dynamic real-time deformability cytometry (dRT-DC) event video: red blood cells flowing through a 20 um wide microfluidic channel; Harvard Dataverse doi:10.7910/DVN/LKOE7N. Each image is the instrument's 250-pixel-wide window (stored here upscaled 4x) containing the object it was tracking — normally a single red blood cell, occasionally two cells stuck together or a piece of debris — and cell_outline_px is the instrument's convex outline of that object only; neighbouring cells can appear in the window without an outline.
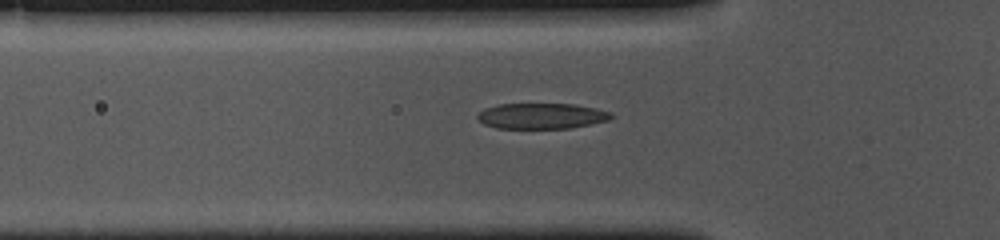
{"species": "common noctule bat (a hibernating species)", "species_latin": "Nyctalus noctula", "temperature_condition": "cold", "stored_images_in_passage": 37, "camera_frame_rate_fps": 3000, "um_per_image_px": 0.085, "animal": {"sex": "female", "body_mass_g": 10.0, "forearm_length_mm": 53.1}, "frame": {"image": 1, "passage_image": 3, "time_ms": 0.667, "image_size_px": [1000, 240], "cell_outline_px": [[616, 116], [608, 120], [572, 128], [496, 128], [484, 124], [476, 116], [484, 108], [500, 104], [576, 104], [596, 108], [612, 112]], "centroid_in_image_um": [46.08, 9.85], "position_along_channel_um": 79.7, "area_um2": 20.06}}
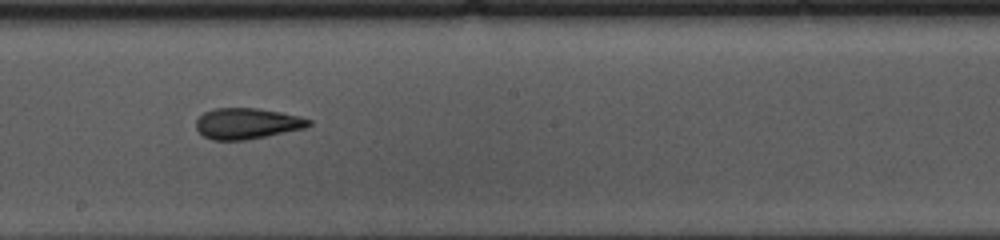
{"frame": {"image": 2, "passage_image": 15, "time_ms": 4.667, "image_size_px": [1000, 240], "cell_outline_px": [[312, 124], [304, 128], [244, 140], [212, 140], [204, 136], [196, 128], [196, 120], [204, 112], [216, 108], [256, 108], [280, 112], [300, 116], [312, 120]], "centroid_in_image_um": [20.99, 10.49], "position_along_channel_um": 227.2, "area_um2": 20.11}}
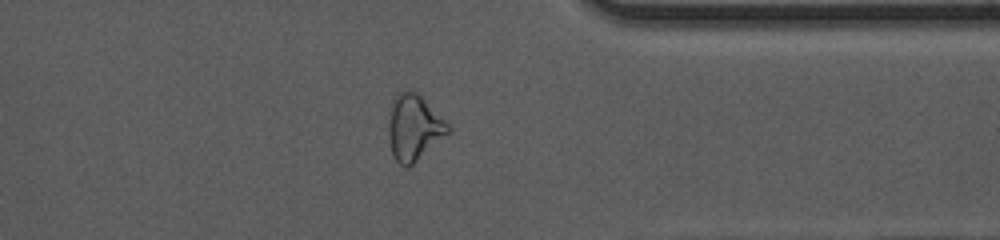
{"frame": {"image": 3, "passage_image": 28, "time_ms": 9.0, "image_size_px": [1000, 240], "cell_outline_px": [[452, 132], [408, 168], [404, 168], [392, 156], [388, 140], [388, 124], [392, 100], [396, 92], [404, 88], [408, 88], [416, 92], [452, 124]], "centroid_in_image_um": [35.21, 10.83], "position_along_channel_um": 376.2, "area_um2": 23.81}}